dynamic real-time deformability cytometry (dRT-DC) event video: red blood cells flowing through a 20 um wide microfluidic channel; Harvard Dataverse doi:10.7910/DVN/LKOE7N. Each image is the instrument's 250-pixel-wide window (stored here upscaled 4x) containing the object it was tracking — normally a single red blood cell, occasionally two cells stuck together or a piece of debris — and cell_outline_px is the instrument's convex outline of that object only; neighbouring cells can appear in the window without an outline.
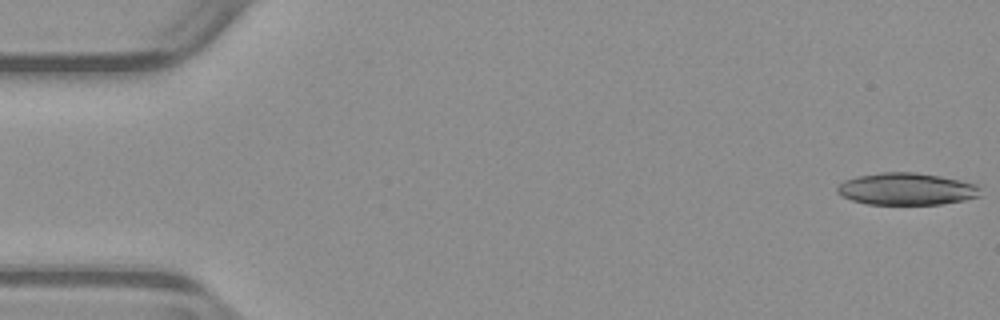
{"species": "common noctule bat (a hibernating species)", "species_latin": "Nyctalus noctula", "temperature_condition": "warm", "stored_images_in_passage": 18, "camera_frame_rate_fps": 3000, "um_per_image_px": 0.085, "animal": {"sex": "male", "body_mass_g": 23.1, "forearm_length_mm": 52.7}, "frame": {"image": 1, "passage_image": 1, "time_ms": 0.0, "image_size_px": [1000, 320], "cell_outline_px": [[980, 196], [964, 200], [940, 204], [868, 204], [852, 200], [840, 196], [836, 192], [836, 188], [844, 180], [856, 176], [880, 172], [912, 172], [940, 176], [960, 180], [976, 184], [980, 188]], "centroid_in_image_um": [77.03, 16.06], "position_along_channel_um": 8.0, "area_um2": 26.82}}
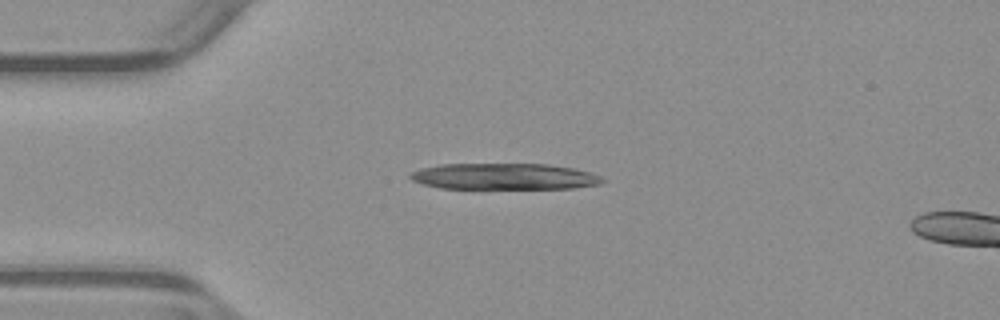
{"frame": {"image": 2, "passage_image": 13, "time_ms": 4.0, "image_size_px": [1000, 320], "cell_outline_px": [[604, 180], [600, 184], [572, 188], [440, 188], [424, 184], [412, 180], [408, 176], [412, 172], [420, 168], [440, 164], [548, 164], [572, 168], [588, 172], [600, 176]], "centroid_in_image_um": [42.82, 14.99], "position_along_channel_um": 42.2, "area_um2": 29.13}}